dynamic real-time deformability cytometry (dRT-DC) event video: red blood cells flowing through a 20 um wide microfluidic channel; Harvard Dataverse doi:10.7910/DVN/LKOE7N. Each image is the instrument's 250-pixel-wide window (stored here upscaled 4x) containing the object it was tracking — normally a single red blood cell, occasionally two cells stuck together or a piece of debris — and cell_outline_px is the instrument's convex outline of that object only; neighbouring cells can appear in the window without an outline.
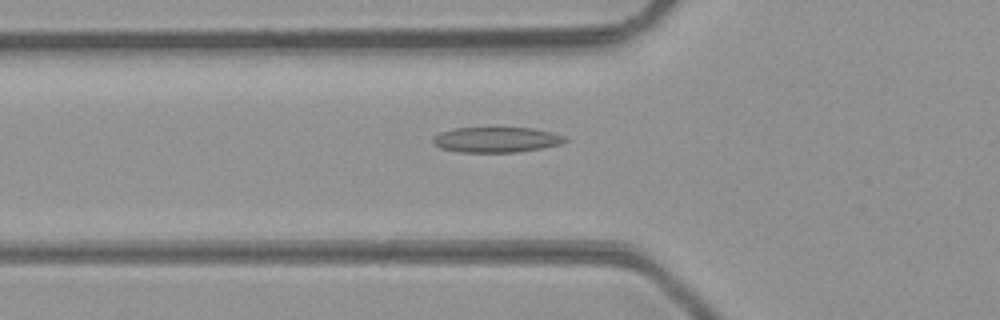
{"species": "common noctule bat (a hibernating species)", "species_latin": "Nyctalus noctula", "temperature_condition": "room temperature", "stored_images_in_passage": 29, "camera_frame_rate_fps": 3000, "um_per_image_px": 0.085, "animal": {"sex": "male", "body_mass_g": 23.1, "forearm_length_mm": 52.7}, "frame": {"image": 1, "passage_image": 4, "time_ms": 1.0, "image_size_px": [1000, 320], "cell_outline_px": [[568, 140], [560, 144], [544, 148], [516, 152], [460, 152], [440, 148], [432, 144], [432, 140], [440, 132], [456, 128], [532, 128], [552, 132], [564, 136]], "centroid_in_image_um": [42.19, 11.88], "position_along_channel_um": 83.6, "area_um2": 19.48}}
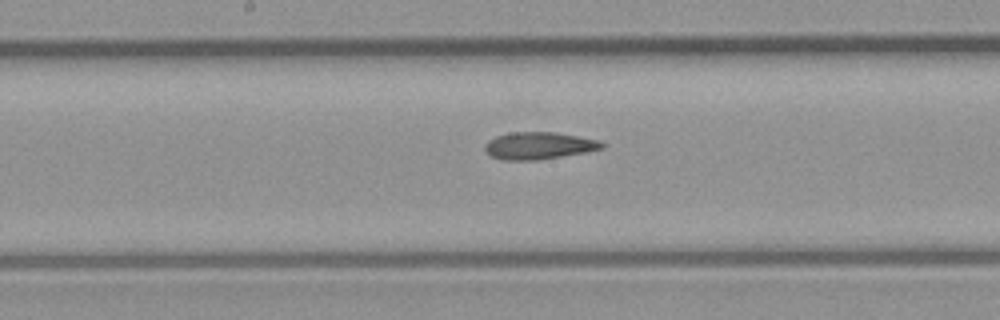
{"frame": {"image": 2, "passage_image": 12, "time_ms": 3.667, "image_size_px": [1000, 320], "cell_outline_px": [[604, 148], [584, 152], [536, 160], [504, 160], [492, 156], [484, 152], [484, 144], [488, 140], [496, 136], [508, 132], [556, 132], [600, 140], [604, 144]], "centroid_in_image_um": [45.76, 12.37], "position_along_channel_um": 202.4, "area_um2": 18.55}}
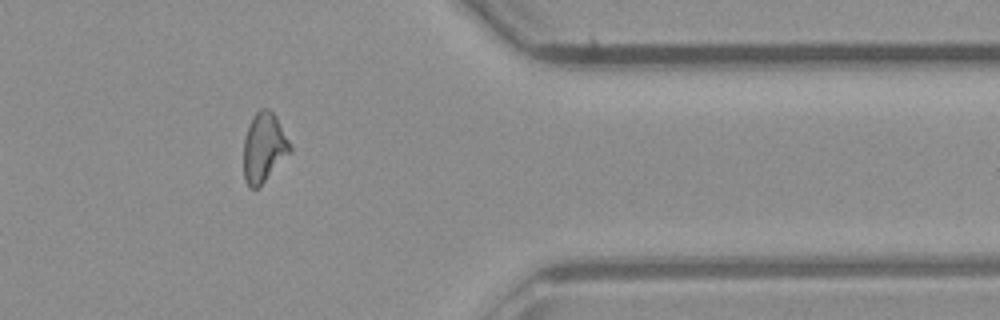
{"frame": {"image": 3, "passage_image": 26, "time_ms": 8.333, "image_size_px": [1000, 320], "cell_outline_px": [[292, 152], [256, 188], [248, 188], [244, 180], [244, 140], [252, 116], [260, 108], [268, 108], [276, 116], [292, 148]], "centroid_in_image_um": [22.43, 12.52], "position_along_channel_um": 389.0, "area_um2": 18.55}, "authors_computed_cell_mechanics": {"area_um2": 18.4382, "velocity_mm_per_s": 4.4024, "shape_relaxation_time_tau1_ms": null, "shape_relaxation_time_tau2_ms": 5.1105, "deformation_change_tau1": null, "deformation_change_tau2": 0.1462}}